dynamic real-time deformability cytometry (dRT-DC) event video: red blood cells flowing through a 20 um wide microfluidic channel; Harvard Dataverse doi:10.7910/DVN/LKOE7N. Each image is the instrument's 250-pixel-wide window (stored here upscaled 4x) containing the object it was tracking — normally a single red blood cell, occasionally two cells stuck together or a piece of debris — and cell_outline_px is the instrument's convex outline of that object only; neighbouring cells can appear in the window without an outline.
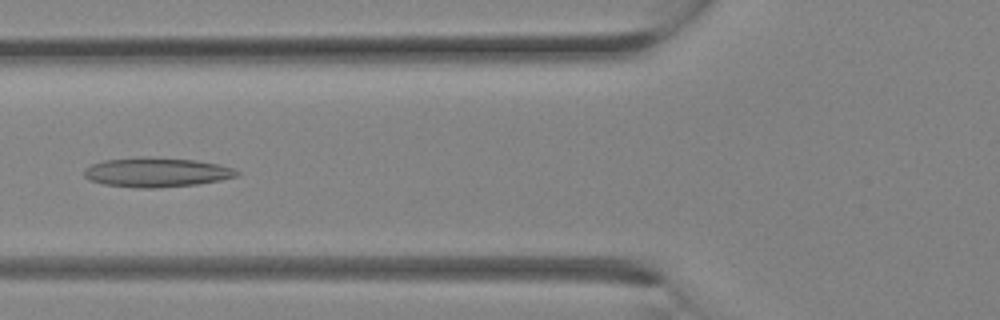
{"species": "Egyptian fruit bat (a non-hibernating species)", "species_latin": "Rousettus aegyptiacus", "temperature_condition": "room temperature", "stored_images_in_passage": 13, "camera_frame_rate_fps": 3000, "um_per_image_px": 0.085, "animal": {"sex": "female"}, "frame": {"image": 1, "passage_image": 10, "time_ms": 3.0, "image_size_px": [1000, 320], "cell_outline_px": [[240, 172], [236, 176], [220, 180], [196, 184], [156, 188], [136, 188], [104, 184], [88, 180], [84, 176], [84, 168], [92, 164], [104, 160], [136, 156], [144, 156], [196, 160], [220, 164], [232, 168]], "centroid_in_image_um": [13.26, 14.63], "position_along_channel_um": 112.5, "area_um2": 26.41}}
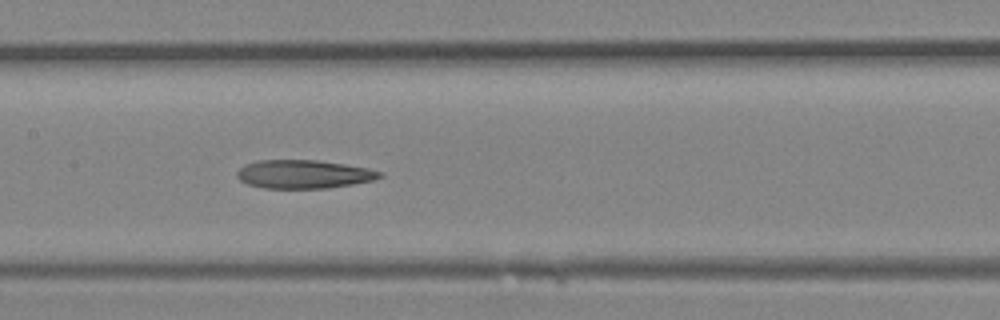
{"frame": {"image": 2, "passage_image": 13, "time_ms": 4.0, "image_size_px": [1000, 320], "cell_outline_px": [[384, 176], [372, 180], [352, 184], [328, 188], [264, 188], [248, 184], [240, 180], [236, 176], [236, 172], [244, 164], [256, 160], [316, 160], [344, 164], [368, 168], [384, 172]], "centroid_in_image_um": [25.8, 14.8], "position_along_channel_um": 181.6, "area_um2": 23.76}}